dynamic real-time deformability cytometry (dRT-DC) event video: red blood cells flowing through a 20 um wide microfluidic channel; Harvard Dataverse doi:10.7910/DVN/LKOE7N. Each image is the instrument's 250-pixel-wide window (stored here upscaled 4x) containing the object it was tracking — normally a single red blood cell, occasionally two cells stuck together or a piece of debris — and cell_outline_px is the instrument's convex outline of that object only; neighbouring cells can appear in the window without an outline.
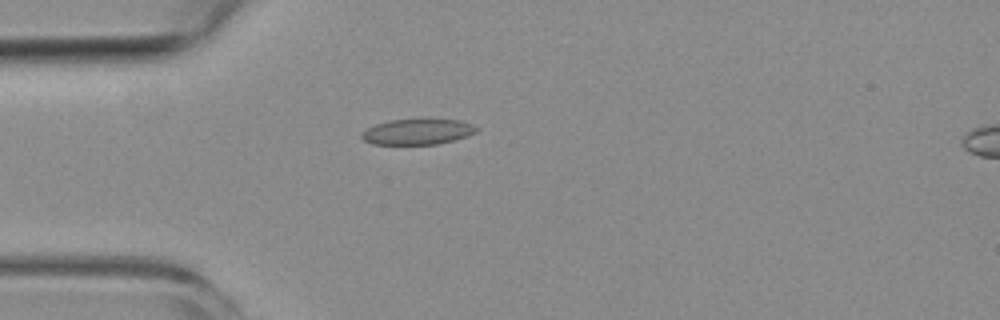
{"species": "common noctule bat (a hibernating species)", "species_latin": "Nyctalus noctula", "temperature_condition": "room temperature", "stored_images_in_passage": 3, "camera_frame_rate_fps": 3000, "um_per_image_px": 0.085, "animal": {"sex": "female", "body_mass_g": 19.3, "forearm_length_mm": 54.1}, "frame": {"image": 1, "passage_image": 1, "time_ms": 0.0, "image_size_px": [1000, 320], "cell_outline_px": [[480, 128], [476, 132], [452, 140], [436, 144], [372, 144], [364, 140], [360, 136], [360, 132], [376, 124], [388, 120], [460, 120], [472, 124]], "centroid_in_image_um": [35.45, 11.2], "position_along_channel_um": 49.5, "area_um2": 16.88}}
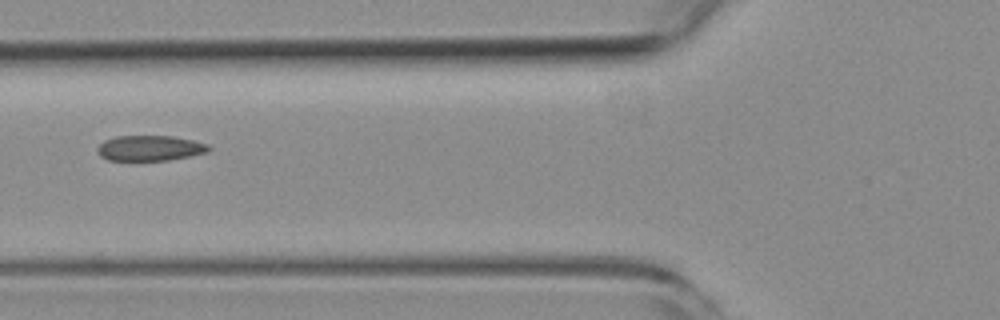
{"frame": {"image": 2, "passage_image": 3, "time_ms": 2.0, "image_size_px": [1000, 320], "cell_outline_px": [[212, 148], [208, 152], [168, 160], [108, 160], [100, 156], [96, 148], [104, 140], [116, 136], [172, 136], [192, 140], [208, 144]], "centroid_in_image_um": [12.73, 12.58], "position_along_channel_um": 113.1, "area_um2": 16.42}}